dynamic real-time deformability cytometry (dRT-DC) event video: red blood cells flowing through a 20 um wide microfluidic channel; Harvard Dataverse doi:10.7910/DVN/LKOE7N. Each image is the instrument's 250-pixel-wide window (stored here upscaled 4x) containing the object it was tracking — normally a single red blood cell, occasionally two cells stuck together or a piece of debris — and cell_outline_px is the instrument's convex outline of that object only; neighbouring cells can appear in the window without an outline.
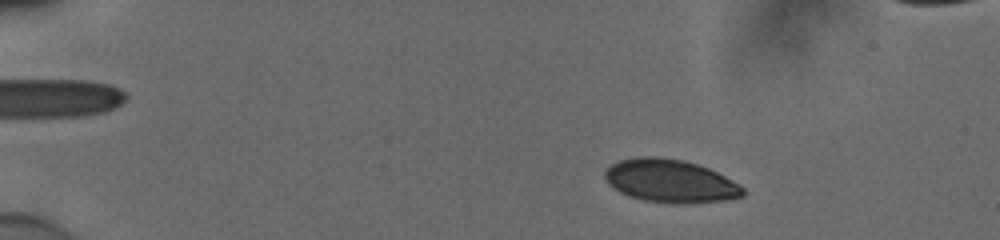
{"species": "human", "species_latin": "Homo sapiens", "temperature_condition": "cold", "stored_images_in_passage": 50, "camera_frame_rate_fps": 3000, "um_per_image_px": 0.085, "donor": {"sex": "male"}, "frame": {"image": 1, "passage_image": 5, "time_ms": 1.333, "image_size_px": [1000, 240], "cell_outline_px": [[744, 196], [728, 200], [684, 204], [680, 204], [644, 200], [620, 192], [608, 184], [604, 180], [604, 172], [612, 164], [620, 160], [636, 156], [656, 156], [684, 160], [708, 168], [740, 184], [744, 188]], "centroid_in_image_um": [56.98, 15.38], "position_along_channel_um": 28.0, "area_um2": 34.74}}
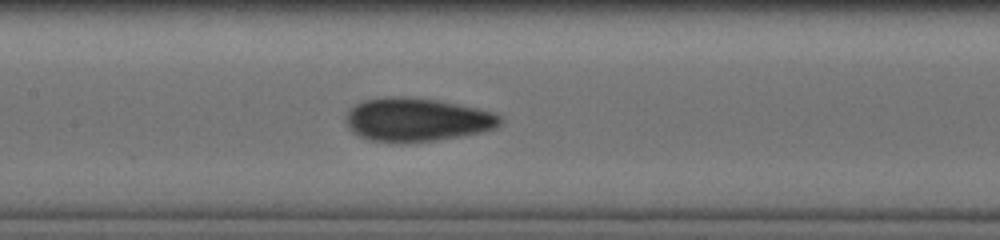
{"frame": {"image": 2, "passage_image": 24, "time_ms": 7.667, "image_size_px": [1000, 240], "cell_outline_px": [[504, 120], [496, 128], [484, 132], [464, 136], [436, 140], [368, 140], [352, 132], [348, 128], [344, 120], [344, 116], [356, 104], [364, 100], [384, 96], [404, 96], [436, 100], [476, 108], [492, 112], [500, 116]], "centroid_in_image_um": [35.44, 10.15], "position_along_channel_um": 172.0, "area_um2": 38.67}}
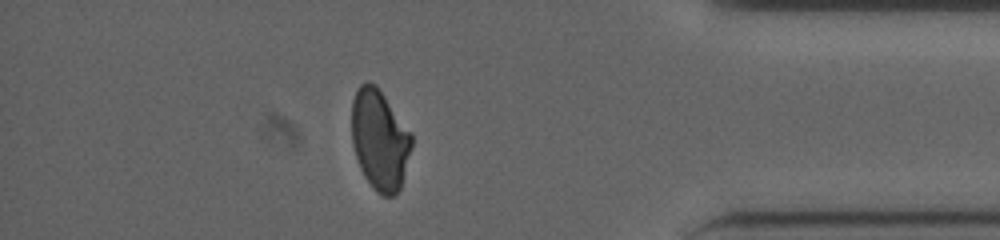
{"frame": {"image": 3, "passage_image": 44, "time_ms": 14.333, "image_size_px": [1000, 240], "cell_outline_px": [[412, 148], [400, 188], [392, 196], [384, 196], [376, 192], [364, 176], [360, 168], [352, 144], [352, 100], [360, 84], [368, 80], [376, 84], [412, 132]], "centroid_in_image_um": [32.28, 11.86], "position_along_channel_um": 402.9, "area_um2": 35.26}, "authors_computed_cell_mechanics": {"area_um2": 36.3273, "velocity_mm_per_s": 3.8627, "shape_relaxation_time_tau1_ms": 5.671, "shape_relaxation_time_tau2_ms": 2.1001, "deformation_change_tau1": 0.1283, "deformation_change_tau2": 0.0401}}